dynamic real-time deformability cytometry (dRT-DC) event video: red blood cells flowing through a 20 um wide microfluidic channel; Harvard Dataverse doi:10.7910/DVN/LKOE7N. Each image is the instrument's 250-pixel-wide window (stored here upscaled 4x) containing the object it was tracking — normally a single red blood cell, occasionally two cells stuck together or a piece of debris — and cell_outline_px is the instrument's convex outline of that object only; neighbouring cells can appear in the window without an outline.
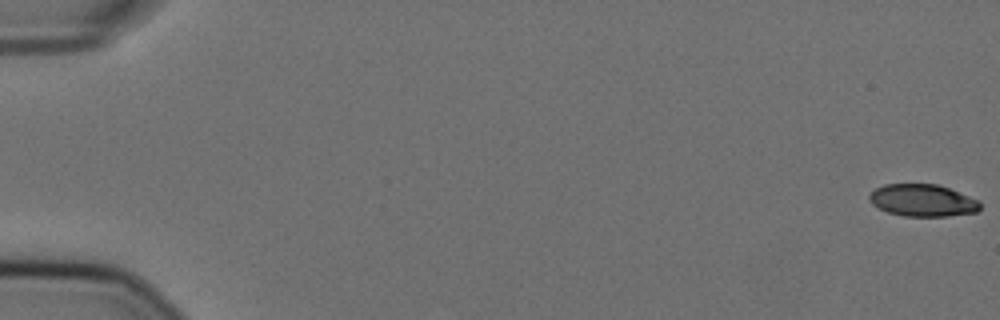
{"species": "Egyptian fruit bat (a non-hibernating species)", "species_latin": "Rousettus aegyptiacus", "temperature_condition": "cold", "stored_images_in_passage": 13, "camera_frame_rate_fps": 3000, "um_per_image_px": 0.085, "animal": {"sex": "female"}, "frame": {"image": 1, "passage_image": 1, "time_ms": 0.0, "image_size_px": [1000, 320], "cell_outline_px": [[980, 208], [976, 212], [948, 216], [904, 216], [888, 212], [872, 204], [868, 200], [868, 196], [876, 188], [884, 184], [936, 184], [948, 188], [980, 200]], "centroid_in_image_um": [78.42, 17.03], "position_along_channel_um": 6.6, "area_um2": 20.69}}